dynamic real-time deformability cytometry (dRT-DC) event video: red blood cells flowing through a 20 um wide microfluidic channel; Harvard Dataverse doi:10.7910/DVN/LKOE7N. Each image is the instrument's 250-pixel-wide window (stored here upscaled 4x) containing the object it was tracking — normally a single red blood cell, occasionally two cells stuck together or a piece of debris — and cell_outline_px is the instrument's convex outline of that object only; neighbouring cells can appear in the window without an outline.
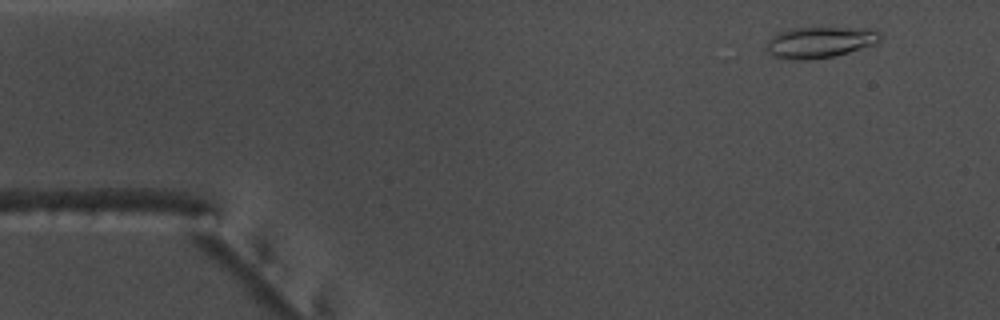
{"species": "common noctule bat (a hibernating species)", "species_latin": "Nyctalus noctula", "temperature_condition": "warm", "stored_images_in_passage": 51, "camera_frame_rate_fps": 3000, "um_per_image_px": 0.085, "animal": {"sex": "male", "body_mass_g": 17.5, "forearm_length_mm": 52.3}, "frame": {"image": 1, "passage_image": 2, "time_ms": 0.333, "image_size_px": [1000, 320], "cell_outline_px": [[884, 36], [876, 44], [848, 52], [832, 56], [808, 60], [796, 60], [776, 56], [768, 52], [768, 40], [776, 32], [792, 28], [812, 24], [876, 28]], "centroid_in_image_um": [69.79, 3.5], "position_along_channel_um": 15.2, "area_um2": 21.85}}
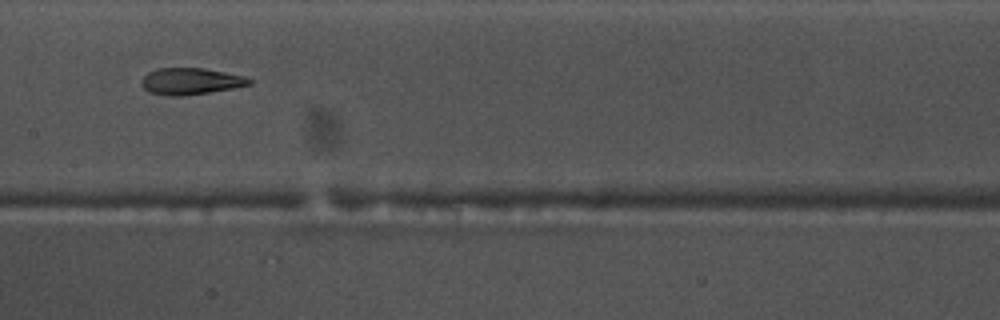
{"frame": {"image": 2, "passage_image": 24, "time_ms": 7.667, "image_size_px": [1000, 320], "cell_outline_px": [[252, 84], [232, 88], [184, 96], [172, 96], [148, 92], [140, 84], [140, 80], [148, 72], [156, 68], [204, 68], [244, 76], [252, 80]], "centroid_in_image_um": [16.16, 6.9], "position_along_channel_um": 191.2, "area_um2": 16.7}}
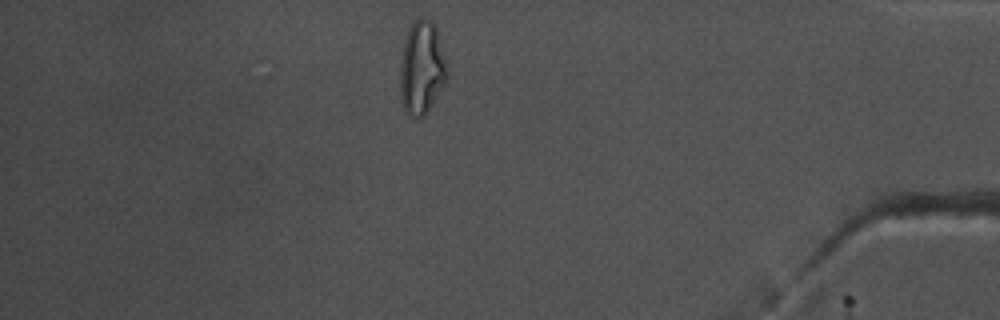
{"frame": {"image": 3, "passage_image": 44, "time_ms": 14.333, "image_size_px": [1000, 320], "cell_outline_px": [[448, 76], [444, 84], [424, 116], [420, 120], [416, 120], [404, 112], [400, 96], [400, 64], [404, 40], [408, 28], [420, 16], [424, 16], [432, 20], [436, 28], [448, 68]], "centroid_in_image_um": [35.83, 5.78], "position_along_channel_um": 399.4, "area_um2": 25.95}, "authors_computed_cell_mechanics": {"area_um2": 18.0914, "velocity_mm_per_s": 3.7514, "shape_relaxation_time_tau1_ms": null, "shape_relaxation_time_tau2_ms": 2.8056, "deformation_change_tau1": null, "deformation_change_tau2": 0.1023}}